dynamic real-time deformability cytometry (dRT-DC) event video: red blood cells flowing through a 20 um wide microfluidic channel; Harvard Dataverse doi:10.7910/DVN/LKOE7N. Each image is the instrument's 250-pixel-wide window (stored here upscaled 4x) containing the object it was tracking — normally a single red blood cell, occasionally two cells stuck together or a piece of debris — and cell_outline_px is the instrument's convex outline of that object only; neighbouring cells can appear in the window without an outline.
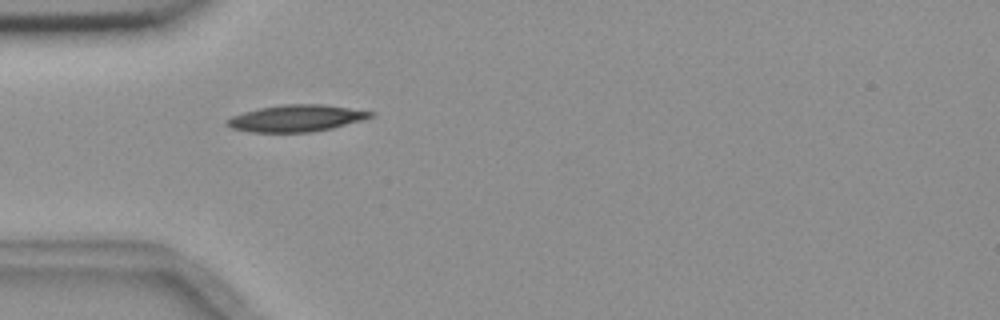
{"species": "common noctule bat (a hibernating species)", "species_latin": "Nyctalus noctula", "temperature_condition": "room temperature", "stored_images_in_passage": 6, "camera_frame_rate_fps": 3000, "um_per_image_px": 0.085, "animal": {"sex": "female", "body_mass_g": 18.4}, "frame": {"image": 1, "passage_image": 1, "time_ms": 0.0, "image_size_px": [1000, 320], "cell_outline_px": [[376, 112], [372, 116], [360, 120], [332, 128], [312, 132], [252, 132], [232, 128], [224, 124], [224, 120], [232, 116], [244, 112], [260, 108], [280, 104], [324, 104]], "centroid_in_image_um": [25.14, 10.04], "position_along_channel_um": 59.9, "area_um2": 22.31}}
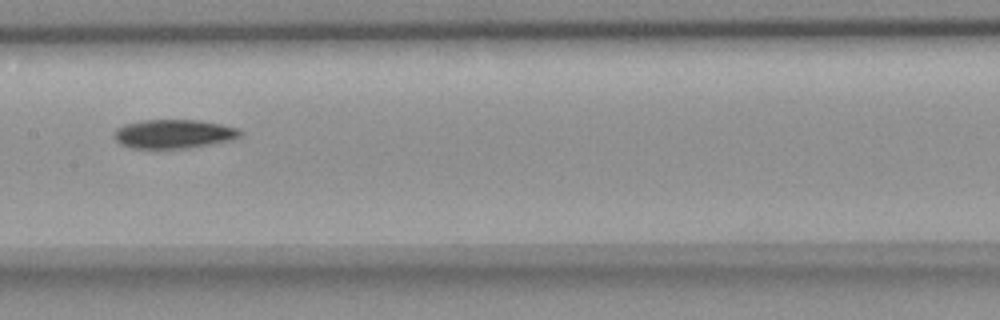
{"frame": {"image": 2, "passage_image": 4, "time_ms": 3.667, "image_size_px": [1000, 320], "cell_outline_px": [[244, 132], [236, 140], [188, 148], [132, 148], [120, 144], [112, 136], [112, 132], [116, 128], [124, 124], [140, 120], [200, 120], [240, 128]], "centroid_in_image_um": [14.79, 11.38], "position_along_channel_um": 192.6, "area_um2": 21.68}}
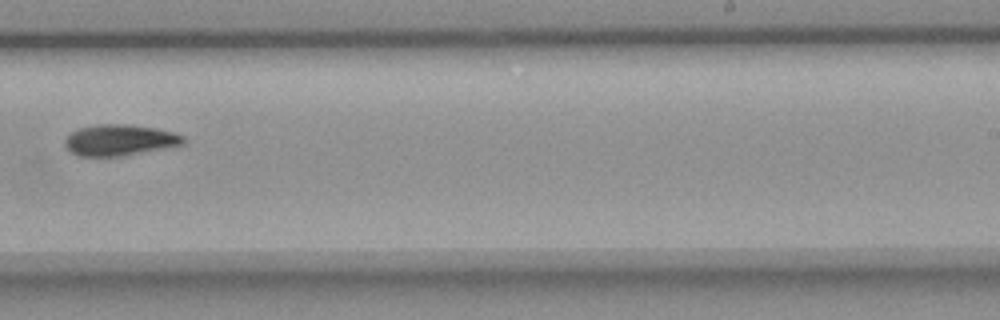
{"frame": {"image": 3, "passage_image": 6, "time_ms": 6.0, "image_size_px": [1000, 320], "cell_outline_px": [[184, 144], [120, 156], [76, 156], [64, 144], [64, 140], [72, 132], [80, 128], [96, 124], [124, 124], [156, 128], [172, 132], [184, 136]], "centroid_in_image_um": [10.14, 11.9], "position_along_channel_um": 278.9, "area_um2": 21.15}}